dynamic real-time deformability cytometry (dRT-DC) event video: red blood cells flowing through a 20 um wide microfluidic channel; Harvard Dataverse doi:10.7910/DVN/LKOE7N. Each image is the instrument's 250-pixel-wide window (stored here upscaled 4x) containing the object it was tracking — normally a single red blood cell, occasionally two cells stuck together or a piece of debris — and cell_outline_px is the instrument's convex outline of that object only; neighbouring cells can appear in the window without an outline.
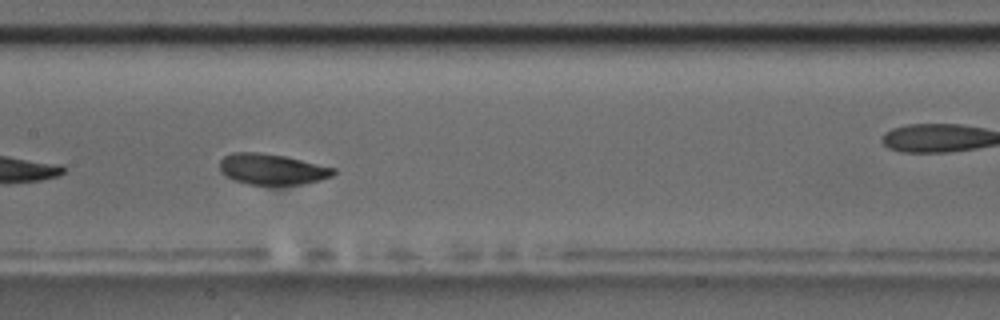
{"species": "common noctule bat (a hibernating species)", "species_latin": "Nyctalus noctula", "temperature_condition": "room temperature", "stored_images_in_passage": 11, "camera_frame_rate_fps": 3000, "um_per_image_px": 0.085, "animal": {"sex": "male", "body_mass_g": 17.5, "forearm_length_mm": 52.3}, "frame": {"image": 1, "passage_image": 8, "time_ms": 8.0, "image_size_px": [1000, 320], "cell_outline_px": [[336, 172], [332, 176], [320, 180], [300, 184], [248, 184], [236, 180], [220, 172], [220, 160], [224, 156], [232, 152], [260, 152], [284, 156], [336, 168]], "centroid_in_image_um": [23.12, 14.37], "position_along_channel_um": 184.3, "area_um2": 20.23}}